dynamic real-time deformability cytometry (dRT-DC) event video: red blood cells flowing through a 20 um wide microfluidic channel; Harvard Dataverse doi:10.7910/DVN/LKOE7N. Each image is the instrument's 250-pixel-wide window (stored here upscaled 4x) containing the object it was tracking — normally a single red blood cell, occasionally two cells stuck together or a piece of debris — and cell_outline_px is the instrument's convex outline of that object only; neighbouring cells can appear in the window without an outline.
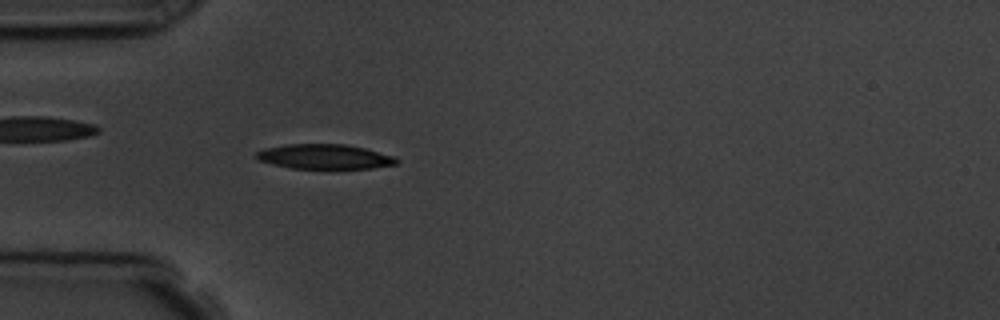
{"species": "common noctule bat (a hibernating species)", "species_latin": "Nyctalus noctula", "temperature_condition": "room temperature", "stored_images_in_passage": 1, "camera_frame_rate_fps": 3000, "um_per_image_px": 0.085, "animal": {"sex": "male", "body_mass_g": 19.5, "forearm_length_mm": 54.6}, "frame": {"image": 1, "passage_image": 1, "time_ms": 0.0, "image_size_px": [1000, 320], "cell_outline_px": [[400, 160], [396, 164], [372, 168], [292, 168], [272, 164], [260, 160], [256, 156], [256, 152], [264, 148], [284, 144], [344, 144], [364, 148], [396, 156]], "centroid_in_image_um": [27.61, 13.3], "position_along_channel_um": 57.4, "area_um2": 20.17}}